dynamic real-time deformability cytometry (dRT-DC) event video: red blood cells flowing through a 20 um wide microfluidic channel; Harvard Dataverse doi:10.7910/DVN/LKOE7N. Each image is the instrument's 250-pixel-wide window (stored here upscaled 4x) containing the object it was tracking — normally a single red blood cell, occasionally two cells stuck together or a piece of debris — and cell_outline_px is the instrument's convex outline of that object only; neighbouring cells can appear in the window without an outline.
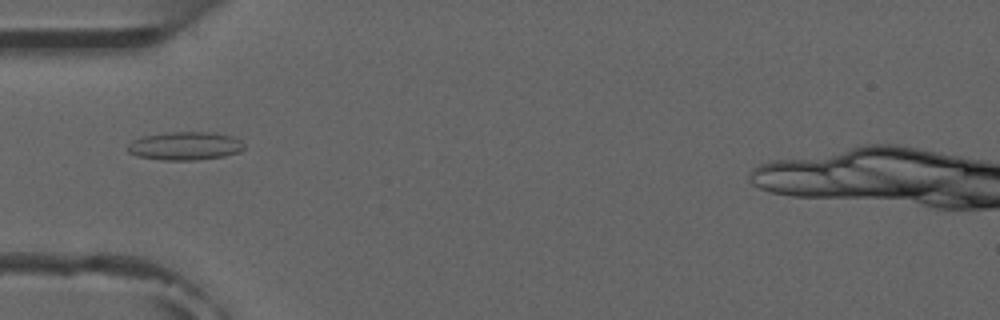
{"species": "common noctule bat (a hibernating species)", "species_latin": "Nyctalus noctula", "temperature_condition": "room temperature", "stored_images_in_passage": 5, "camera_frame_rate_fps": 3000, "um_per_image_px": 0.085, "animal": {"sex": "male", "forearm_length_mm": 52.5}, "frame": {"image": 1, "passage_image": 5, "time_ms": 4.333, "image_size_px": [1000, 320], "cell_outline_px": [[244, 148], [240, 152], [224, 156], [196, 160], [160, 160], [136, 156], [128, 152], [124, 148], [132, 140], [144, 136], [168, 132], [212, 132], [232, 136], [240, 140], [244, 144]], "centroid_in_image_um": [15.7, 12.41], "position_along_channel_um": 69.3, "area_um2": 19.42}}